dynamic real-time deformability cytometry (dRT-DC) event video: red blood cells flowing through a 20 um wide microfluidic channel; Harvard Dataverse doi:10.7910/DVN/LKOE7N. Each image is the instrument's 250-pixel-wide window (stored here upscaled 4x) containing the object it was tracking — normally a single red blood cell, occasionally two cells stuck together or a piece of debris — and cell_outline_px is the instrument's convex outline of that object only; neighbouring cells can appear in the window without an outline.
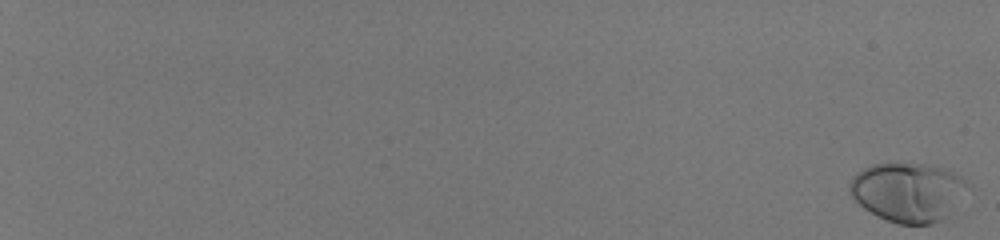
{"species": "human", "species_latin": "Homo sapiens", "temperature_condition": "room temperature", "stored_images_in_passage": 59, "camera_frame_rate_fps": 3000, "um_per_image_px": 0.085, "donor": {"sex": "male"}, "frame": {"image": 1, "passage_image": 1, "time_ms": 0.0, "image_size_px": [1000, 240], "cell_outline_px": [[972, 184], [944, 216], [940, 220], [932, 224], [900, 224], [888, 220], [864, 208], [852, 196], [848, 188], [848, 184], [852, 176], [864, 168], [872, 164], [924, 164], [940, 168], [952, 172], [968, 180]], "centroid_in_image_um": [77.15, 16.31], "position_along_channel_um": 7.8, "area_um2": 39.94}}
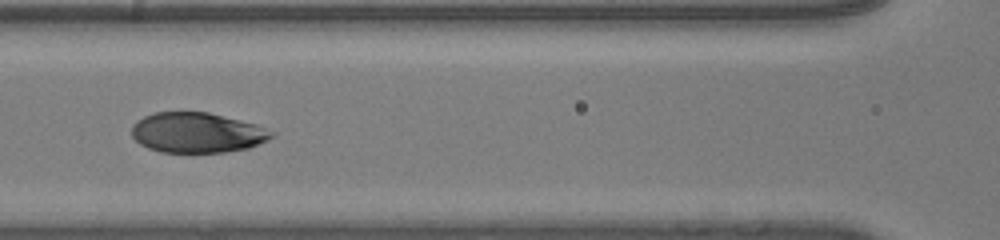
{"frame": {"image": 2, "passage_image": 34, "time_ms": 11.0, "image_size_px": [1000, 240], "cell_outline_px": [[276, 132], [272, 136], [248, 148], [224, 152], [160, 152], [148, 148], [140, 144], [132, 136], [132, 124], [136, 120], [144, 116], [156, 112], [208, 112], [256, 124]], "centroid_in_image_um": [16.71, 11.27], "position_along_channel_um": 149.9, "area_um2": 32.6}}
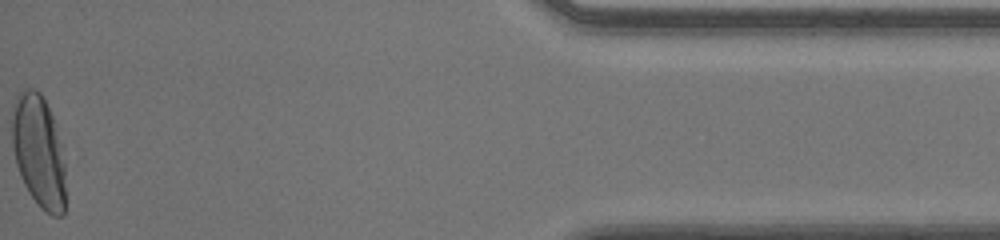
{"frame": {"image": 3, "passage_image": 59, "time_ms": 19.333, "image_size_px": [1000, 240], "cell_outline_px": [[64, 216], [52, 216], [40, 208], [28, 192], [20, 176], [16, 164], [12, 144], [12, 116], [16, 96], [24, 88], [32, 88], [40, 92], [52, 116], [64, 148]], "centroid_in_image_um": [3.29, 12.88], "position_along_channel_um": 431.9, "area_um2": 35.32}, "authors_computed_cell_mechanics": {"area_um2": 34.4488, "velocity_mm_per_s": 4.0524, "shape_relaxation_time_tau1_ms": 3.8064, "shape_relaxation_time_tau2_ms": null, "deformation_change_tau1": 0.1788, "deformation_change_tau2": null}}